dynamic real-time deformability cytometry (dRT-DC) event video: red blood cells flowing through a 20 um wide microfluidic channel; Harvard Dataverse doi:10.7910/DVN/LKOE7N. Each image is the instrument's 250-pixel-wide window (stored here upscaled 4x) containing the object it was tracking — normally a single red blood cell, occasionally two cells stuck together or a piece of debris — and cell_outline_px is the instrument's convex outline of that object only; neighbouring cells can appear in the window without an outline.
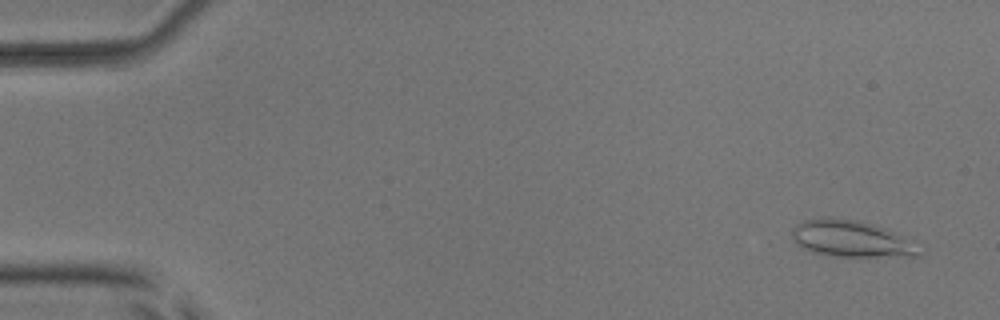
{"species": "common noctule bat (a hibernating species)", "species_latin": "Nyctalus noctula", "temperature_condition": "room temperature", "stored_images_in_passage": 12, "camera_frame_rate_fps": 3000, "um_per_image_px": 0.085, "animal": {"sex": "male", "body_mass_g": 17.9, "forearm_length_mm": 54.2}, "frame": {"image": 1, "passage_image": 3, "time_ms": 0.667, "image_size_px": [1000, 320], "cell_outline_px": [[916, 256], [832, 256], [816, 252], [804, 248], [796, 244], [792, 240], [792, 232], [796, 224], [804, 220], [820, 216], [828, 216], [856, 220], [872, 224], [884, 228], [900, 236], [916, 252]], "centroid_in_image_um": [72.14, 20.26], "position_along_channel_um": 12.9, "area_um2": 26.13}}